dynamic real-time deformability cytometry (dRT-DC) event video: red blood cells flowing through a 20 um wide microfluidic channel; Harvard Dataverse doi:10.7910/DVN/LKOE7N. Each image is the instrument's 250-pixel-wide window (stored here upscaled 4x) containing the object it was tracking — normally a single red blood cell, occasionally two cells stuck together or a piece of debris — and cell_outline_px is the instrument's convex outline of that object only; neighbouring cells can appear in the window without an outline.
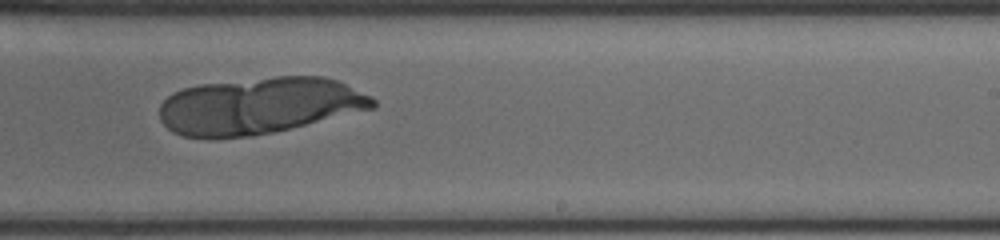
{"species": "human", "species_latin": "Homo sapiens", "temperature_condition": "cold", "stored_images_in_passage": 36, "camera_frame_rate_fps": 3000, "um_per_image_px": 0.085, "donor": {"sex": "male"}, "frame": {"image": 1, "passage_image": 22, "time_ms": 7.0, "image_size_px": [1000, 240], "cell_outline_px": [[376, 108], [272, 132], [252, 136], [184, 136], [172, 132], [160, 120], [160, 104], [172, 92], [184, 88], [200, 84], [276, 76], [324, 76], [336, 80], [372, 96], [376, 100]], "centroid_in_image_um": [22.06, 8.96], "position_along_channel_um": 266.9, "area_um2": 69.88}}
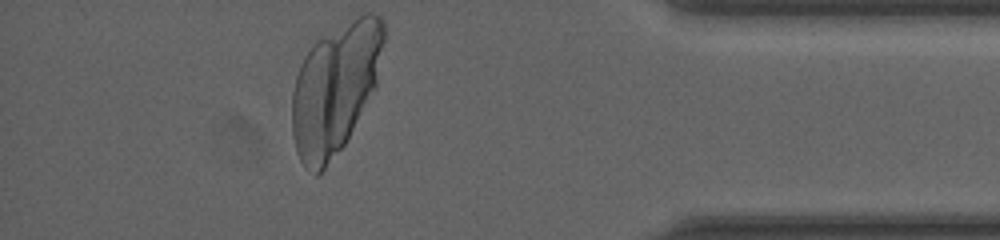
{"frame": {"image": 2, "passage_image": 36, "time_ms": 11.667, "image_size_px": [1000, 240], "cell_outline_px": [[384, 40], [376, 88], [344, 144], [324, 168], [316, 176], [304, 168], [296, 152], [292, 132], [292, 92], [296, 76], [300, 64], [304, 56], [316, 40], [364, 12], [372, 12], [380, 16], [384, 20]], "centroid_in_image_um": [28.49, 7.51], "position_along_channel_um": 406.7, "area_um2": 69.88}}